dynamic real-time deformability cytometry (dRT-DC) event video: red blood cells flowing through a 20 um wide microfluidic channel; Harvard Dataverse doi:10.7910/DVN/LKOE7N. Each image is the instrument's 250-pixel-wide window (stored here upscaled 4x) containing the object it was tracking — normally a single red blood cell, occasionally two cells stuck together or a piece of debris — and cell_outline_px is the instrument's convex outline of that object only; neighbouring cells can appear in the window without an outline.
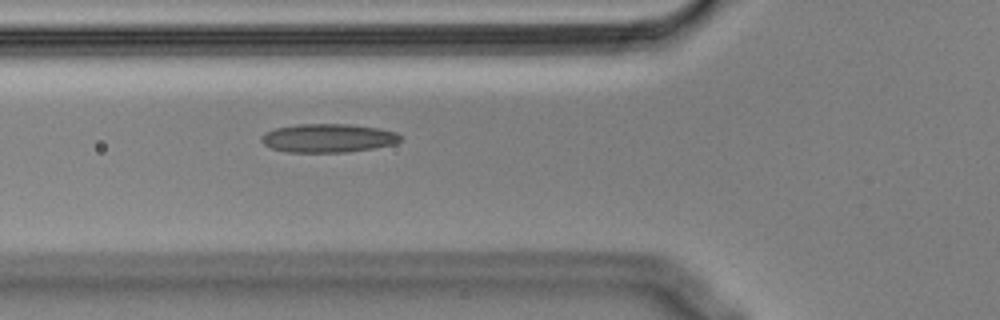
{"species": "Egyptian fruit bat (a non-hibernating species)", "species_latin": "Rousettus aegyptiacus", "temperature_condition": "cold", "stored_images_in_passage": 39, "camera_frame_rate_fps": 3000, "um_per_image_px": 0.085, "animal": {"sex": "male"}, "frame": {"image": 1, "passage_image": 3, "time_ms": 0.667, "image_size_px": [1000, 320], "cell_outline_px": [[404, 140], [396, 144], [348, 152], [288, 152], [272, 148], [264, 144], [260, 140], [260, 136], [264, 132], [276, 128], [296, 124], [348, 124], [380, 128], [396, 132]], "centroid_in_image_um": [27.9, 11.73], "position_along_channel_um": 97.9, "area_um2": 23.35}}
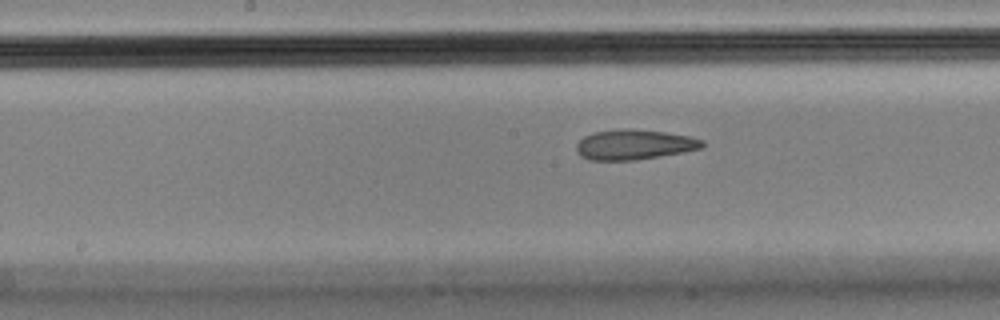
{"frame": {"image": 2, "passage_image": 11, "time_ms": 3.333, "image_size_px": [1000, 320], "cell_outline_px": [[704, 144], [700, 148], [680, 152], [636, 160], [588, 160], [580, 156], [576, 152], [576, 144], [584, 136], [592, 132], [624, 128], [628, 128], [664, 132], [688, 136], [704, 140]], "centroid_in_image_um": [53.83, 12.28], "position_along_channel_um": 194.4, "area_um2": 21.96}}
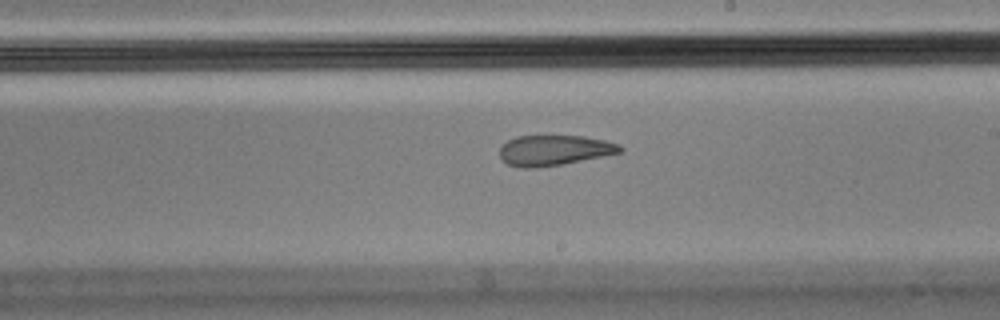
{"frame": {"image": 3, "passage_image": 15, "time_ms": 4.667, "image_size_px": [1000, 320], "cell_outline_px": [[624, 152], [564, 164], [536, 168], [520, 168], [508, 164], [500, 160], [500, 148], [508, 140], [516, 136], [584, 136], [608, 140], [620, 144], [624, 148]], "centroid_in_image_um": [47.15, 12.78], "position_along_channel_um": 241.8, "area_um2": 21.68}}